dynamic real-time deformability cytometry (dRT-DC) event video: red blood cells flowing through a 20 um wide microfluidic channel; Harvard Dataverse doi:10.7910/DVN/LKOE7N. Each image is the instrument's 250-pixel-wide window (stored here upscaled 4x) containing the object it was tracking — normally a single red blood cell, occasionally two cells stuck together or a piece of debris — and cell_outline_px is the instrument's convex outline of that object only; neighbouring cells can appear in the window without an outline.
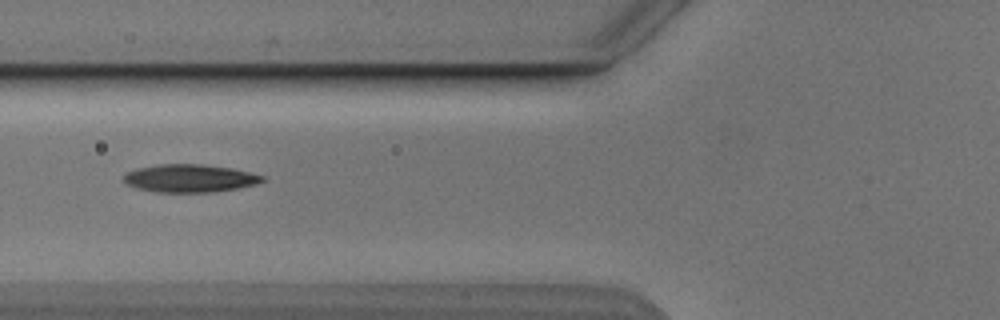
{"species": "Egyptian fruit bat (a non-hibernating species)", "species_latin": "Rousettus aegyptiacus", "temperature_condition": "cold", "stored_images_in_passage": 3, "camera_frame_rate_fps": 3000, "um_per_image_px": 0.085, "animal": {"sex": "male"}, "frame": {"image": 1, "passage_image": 3, "time_ms": 2.333, "image_size_px": [1000, 320], "cell_outline_px": [[264, 180], [256, 184], [236, 188], [212, 192], [156, 192], [136, 188], [128, 184], [124, 180], [124, 176], [128, 172], [136, 168], [160, 164], [204, 164], [232, 168], [264, 176]], "centroid_in_image_um": [16.12, 15.15], "position_along_channel_um": 109.7, "area_um2": 22.37}}